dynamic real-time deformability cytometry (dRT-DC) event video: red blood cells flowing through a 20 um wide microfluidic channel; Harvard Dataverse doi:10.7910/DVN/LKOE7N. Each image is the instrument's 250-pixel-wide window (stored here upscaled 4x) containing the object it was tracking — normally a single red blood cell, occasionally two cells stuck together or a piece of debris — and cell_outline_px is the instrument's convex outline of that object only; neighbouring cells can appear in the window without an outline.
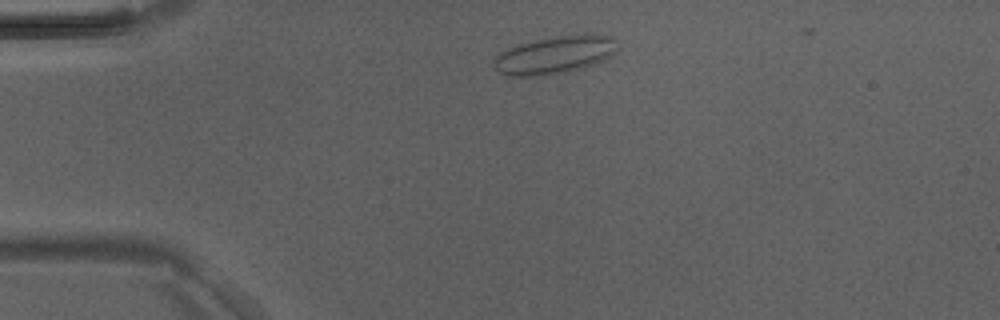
{"species": "Egyptian fruit bat (a non-hibernating species)", "species_latin": "Rousettus aegyptiacus", "temperature_condition": "room temperature", "stored_images_in_passage": 37, "camera_frame_rate_fps": 3000, "um_per_image_px": 0.085, "animal": {"sex": "male"}, "frame": {"image": 1, "passage_image": 1, "time_ms": 0.0, "image_size_px": [1000, 320], "cell_outline_px": [[620, 48], [612, 56], [604, 60], [568, 72], [544, 76], [508, 76], [496, 72], [492, 64], [492, 60], [496, 56], [508, 48], [516, 44], [556, 36], [612, 36]], "centroid_in_image_um": [47.1, 4.71], "position_along_channel_um": 37.9, "area_um2": 27.11}}
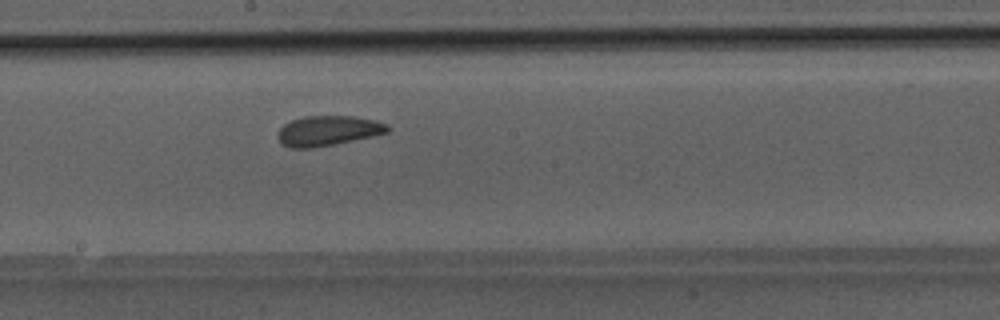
{"frame": {"image": 2, "passage_image": 16, "time_ms": 5.0, "image_size_px": [1000, 320], "cell_outline_px": [[388, 132], [372, 136], [312, 148], [288, 148], [280, 144], [276, 136], [280, 128], [284, 124], [292, 120], [304, 116], [352, 116], [376, 120], [388, 124]], "centroid_in_image_um": [27.82, 11.11], "position_along_channel_um": 220.4, "area_um2": 19.19}}
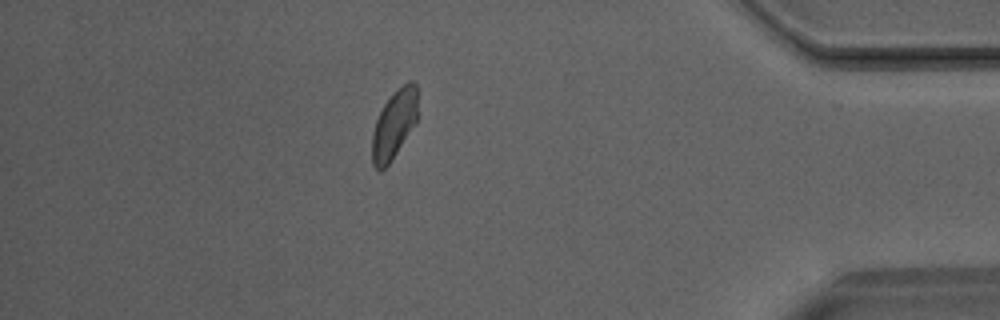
{"frame": {"image": 3, "passage_image": 31, "time_ms": 10.0, "image_size_px": [1000, 320], "cell_outline_px": [[416, 124], [388, 164], [380, 172], [372, 164], [372, 132], [376, 120], [384, 104], [396, 88], [408, 80], [412, 80], [416, 84]], "centroid_in_image_um": [33.49, 10.55], "position_along_channel_um": 401.7, "area_um2": 18.15}}